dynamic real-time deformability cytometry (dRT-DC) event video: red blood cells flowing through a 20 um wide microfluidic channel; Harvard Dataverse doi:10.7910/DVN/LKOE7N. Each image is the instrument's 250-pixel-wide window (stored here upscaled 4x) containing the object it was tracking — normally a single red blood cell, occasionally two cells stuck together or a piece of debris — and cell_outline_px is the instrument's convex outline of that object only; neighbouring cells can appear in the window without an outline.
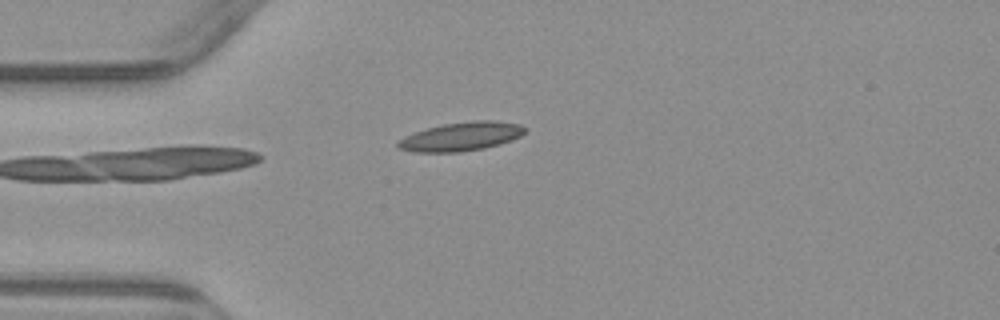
{"species": "common noctule bat (a hibernating species)", "species_latin": "Nyctalus noctula", "temperature_condition": "warm", "stored_images_in_passage": 5, "camera_frame_rate_fps": 3000, "um_per_image_px": 0.085, "animal": {"sex": "male", "body_mass_g": 23.1, "forearm_length_mm": 52.7}, "frame": {"image": 1, "passage_image": 3, "time_ms": 2.333, "image_size_px": [1000, 320], "cell_outline_px": [[524, 132], [520, 136], [512, 140], [500, 144], [484, 148], [460, 152], [412, 152], [396, 148], [396, 144], [404, 136], [428, 128], [444, 124], [472, 120], [496, 120], [520, 124], [524, 128]], "centroid_in_image_um": [39.19, 11.61], "position_along_channel_um": 45.8, "area_um2": 21.27}}
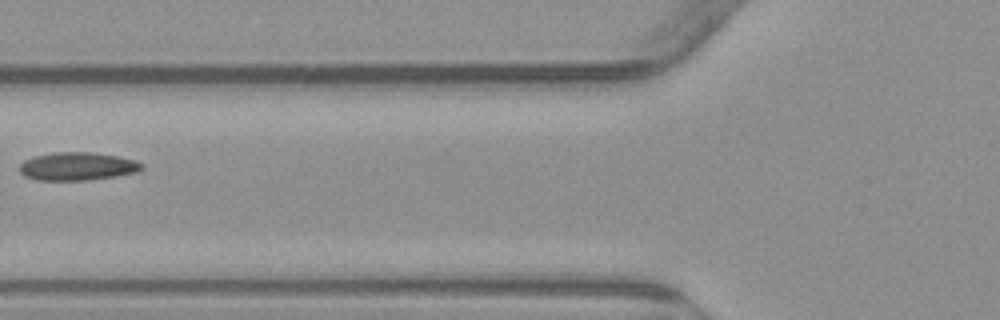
{"frame": {"image": 2, "passage_image": 5, "time_ms": 4.667, "image_size_px": [1000, 320], "cell_outline_px": [[144, 168], [140, 172], [116, 176], [84, 180], [36, 180], [24, 176], [20, 172], [20, 164], [24, 160], [32, 156], [56, 152], [92, 152], [116, 156], [136, 160], [144, 164]], "centroid_in_image_um": [6.6, 14.13], "position_along_channel_um": 119.2, "area_um2": 20.17}}